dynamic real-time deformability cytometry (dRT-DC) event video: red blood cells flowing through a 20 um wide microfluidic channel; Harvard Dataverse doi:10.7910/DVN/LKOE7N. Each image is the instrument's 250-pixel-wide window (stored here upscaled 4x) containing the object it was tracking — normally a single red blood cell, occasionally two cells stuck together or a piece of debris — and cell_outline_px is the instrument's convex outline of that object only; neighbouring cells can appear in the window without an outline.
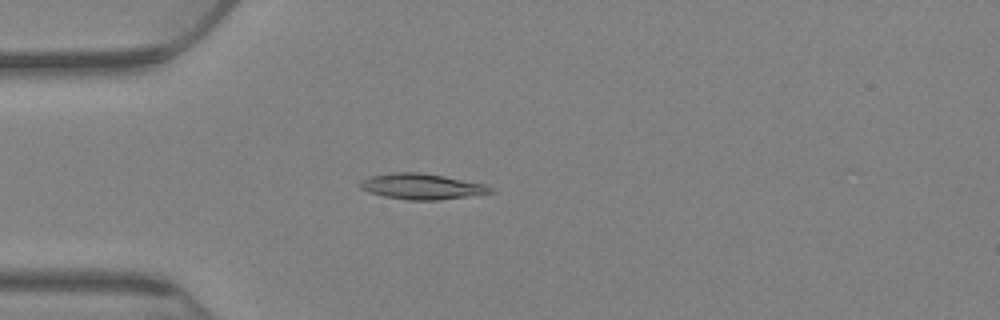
{"species": "Egyptian fruit bat (a non-hibernating species)", "species_latin": "Rousettus aegyptiacus", "temperature_condition": "warm", "stored_images_in_passage": 76, "camera_frame_rate_fps": 3000, "um_per_image_px": 0.085, "animal": {"sex": "female"}, "frame": {"image": 1, "passage_image": 22, "time_ms": 7.0, "image_size_px": [1000, 320], "cell_outline_px": [[496, 192], [440, 200], [408, 200], [384, 196], [368, 192], [360, 188], [356, 184], [360, 180], [368, 176], [392, 172], [420, 172], [444, 176], [484, 184], [492, 188]], "centroid_in_image_um": [35.79, 15.84], "position_along_channel_um": 49.2, "area_um2": 19.71}}
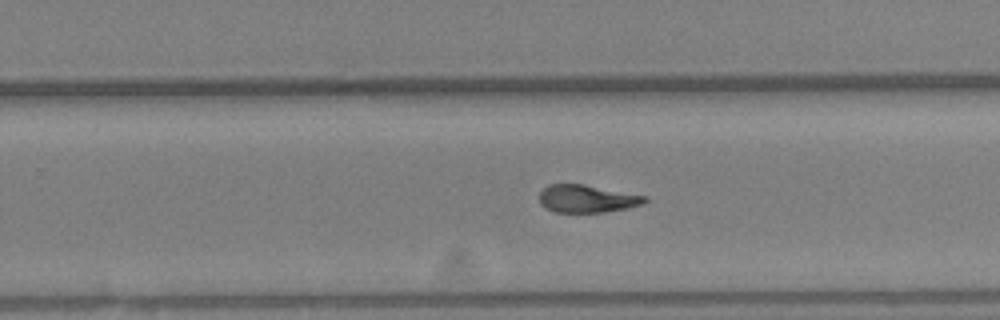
{"frame": {"image": 2, "passage_image": 50, "time_ms": 16.333, "image_size_px": [1000, 320], "cell_outline_px": [[648, 200], [644, 204], [604, 212], [552, 212], [544, 208], [540, 204], [540, 192], [548, 184], [584, 184], [648, 196]], "centroid_in_image_um": [49.89, 16.89], "position_along_channel_um": 279.9, "area_um2": 17.11}}
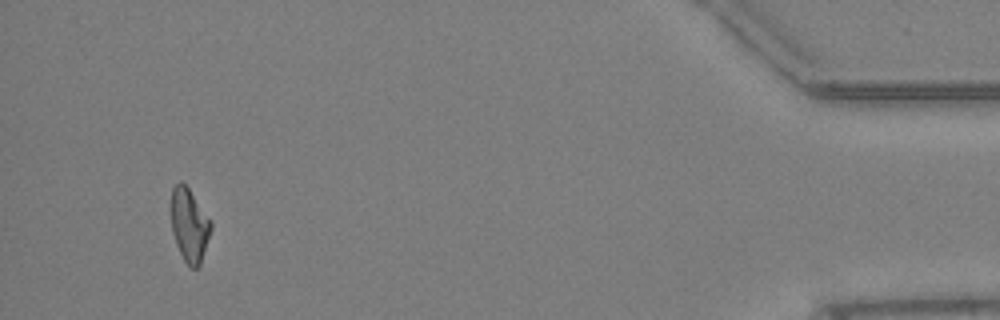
{"frame": {"image": 3, "passage_image": 74, "time_ms": 24.333, "image_size_px": [1000, 320], "cell_outline_px": [[212, 228], [200, 264], [196, 268], [192, 268], [184, 260], [176, 244], [172, 232], [172, 188], [180, 180], [188, 188], [212, 220]], "centroid_in_image_um": [16.12, 19.13], "position_along_channel_um": 419.1, "area_um2": 16.82}}